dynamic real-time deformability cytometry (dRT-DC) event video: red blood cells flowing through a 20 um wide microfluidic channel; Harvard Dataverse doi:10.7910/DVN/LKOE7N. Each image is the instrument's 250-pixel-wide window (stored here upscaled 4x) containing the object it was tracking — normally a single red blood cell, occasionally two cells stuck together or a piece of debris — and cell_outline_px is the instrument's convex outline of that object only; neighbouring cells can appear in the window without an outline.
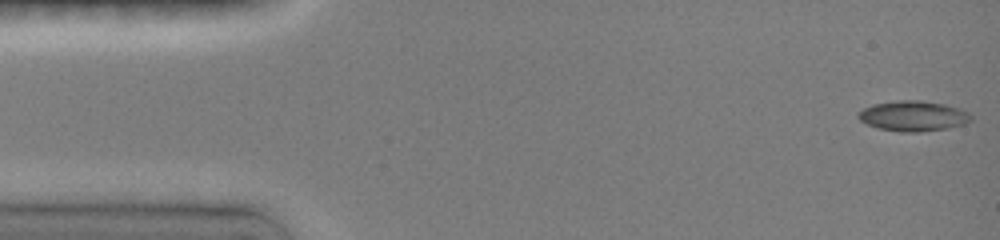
{"species": "common noctule bat (a hibernating species)", "species_latin": "Nyctalus noctula", "temperature_condition": "room temperature", "stored_images_in_passage": 23, "camera_frame_rate_fps": 3000, "um_per_image_px": 0.085, "animal": {"sex": "female", "body_mass_g": 19.0, "forearm_length_mm": 51.5}, "frame": {"image": 1, "passage_image": 1, "time_ms": 0.0, "image_size_px": [1000, 240], "cell_outline_px": [[972, 120], [964, 124], [948, 128], [920, 132], [900, 132], [876, 128], [860, 120], [856, 116], [856, 112], [872, 104], [896, 100], [920, 100], [944, 104], [960, 108], [968, 112], [972, 116]], "centroid_in_image_um": [77.6, 9.86], "position_along_channel_um": 7.4, "area_um2": 20.17}}
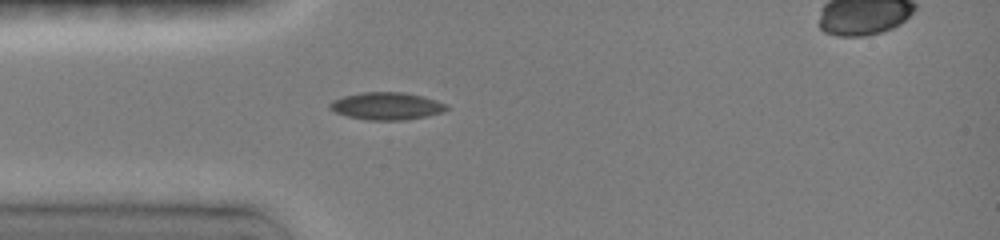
{"frame": {"image": 2, "passage_image": 9, "time_ms": 4.0, "image_size_px": [1000, 240], "cell_outline_px": [[448, 108], [444, 112], [428, 116], [404, 120], [368, 120], [348, 116], [336, 112], [328, 108], [328, 104], [332, 100], [344, 96], [364, 92], [404, 92], [424, 96], [448, 104]], "centroid_in_image_um": [32.89, 9.01], "position_along_channel_um": 52.1, "area_um2": 18.79}}
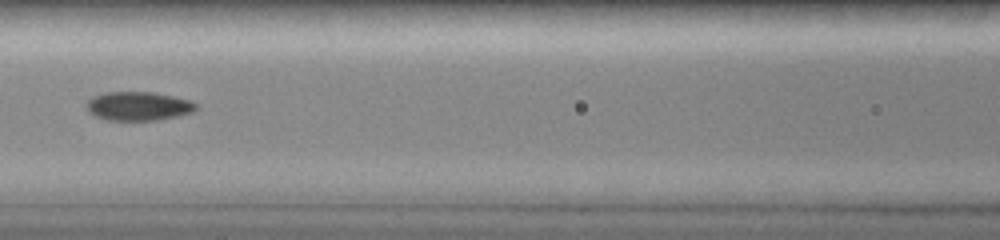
{"frame": {"image": 3, "passage_image": 14, "time_ms": 6.667, "image_size_px": [1000, 240], "cell_outline_px": [[196, 108], [192, 112], [160, 120], [104, 120], [88, 112], [88, 100], [104, 92], [152, 92], [172, 96], [188, 100], [196, 104]], "centroid_in_image_um": [11.75, 9.03], "position_along_channel_um": 154.9, "area_um2": 18.15}}